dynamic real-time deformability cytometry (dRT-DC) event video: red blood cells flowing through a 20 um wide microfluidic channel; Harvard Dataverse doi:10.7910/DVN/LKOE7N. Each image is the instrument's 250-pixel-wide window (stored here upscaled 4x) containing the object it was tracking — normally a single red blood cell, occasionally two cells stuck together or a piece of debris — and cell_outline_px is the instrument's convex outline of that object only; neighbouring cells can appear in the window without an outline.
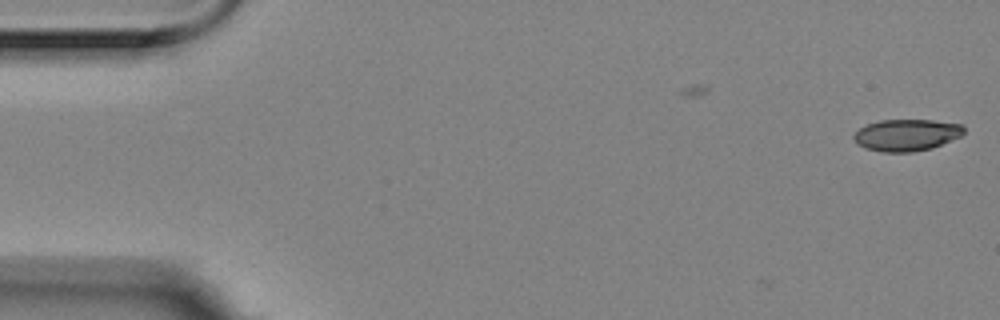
{"species": "Egyptian fruit bat (a non-hibernating species)", "species_latin": "Rousettus aegyptiacus", "temperature_condition": "room temperature", "stored_images_in_passage": 2, "camera_frame_rate_fps": 3000, "um_per_image_px": 0.085, "animal": {"sex": "female"}, "frame": {"image": 1, "passage_image": 2, "time_ms": 0.333, "image_size_px": [1000, 320], "cell_outline_px": [[964, 132], [960, 136], [932, 148], [912, 152], [880, 152], [864, 148], [856, 144], [852, 136], [860, 128], [868, 124], [880, 120], [932, 120], [964, 124]], "centroid_in_image_um": [77.04, 11.48], "position_along_channel_um": 8.0, "area_um2": 20.46}}